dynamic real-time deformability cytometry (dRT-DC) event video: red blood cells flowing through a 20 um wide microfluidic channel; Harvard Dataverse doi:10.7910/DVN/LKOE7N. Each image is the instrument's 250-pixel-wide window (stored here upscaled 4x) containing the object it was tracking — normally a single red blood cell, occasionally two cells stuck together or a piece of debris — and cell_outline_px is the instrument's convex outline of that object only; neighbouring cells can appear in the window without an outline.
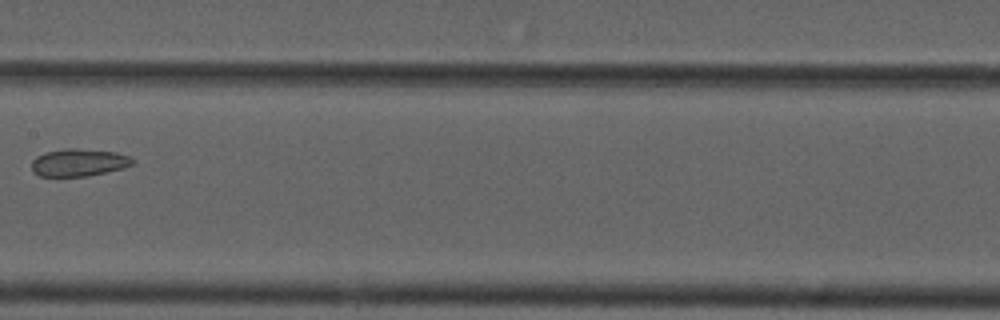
{"species": "common noctule bat (a hibernating species)", "species_latin": "Nyctalus noctula", "temperature_condition": "cold", "stored_images_in_passage": 10, "camera_frame_rate_fps": 3000, "um_per_image_px": 0.085, "animal": {"sex": "male", "forearm_length_mm": 52.5}, "frame": {"image": 1, "passage_image": 9, "time_ms": 9.667, "image_size_px": [1000, 320], "cell_outline_px": [[136, 164], [124, 168], [88, 176], [40, 176], [32, 172], [32, 160], [36, 156], [44, 152], [68, 148], [76, 148], [116, 152], [128, 156]], "centroid_in_image_um": [6.68, 13.81], "position_along_channel_um": 200.7, "area_um2": 16.24}}
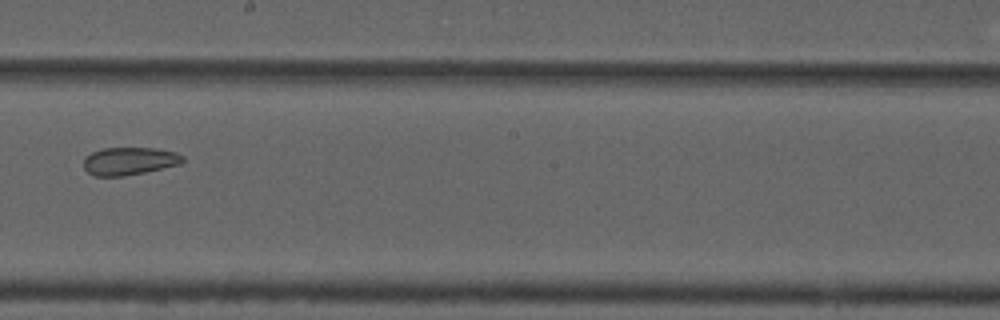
{"frame": {"image": 2, "passage_image": 10, "time_ms": 10.667, "image_size_px": [1000, 320], "cell_outline_px": [[184, 160], [180, 164], [144, 172], [124, 176], [92, 176], [84, 168], [84, 156], [92, 152], [104, 148], [156, 148], [176, 152], [184, 156]], "centroid_in_image_um": [10.98, 13.69], "position_along_channel_um": 237.2, "area_um2": 16.07}}